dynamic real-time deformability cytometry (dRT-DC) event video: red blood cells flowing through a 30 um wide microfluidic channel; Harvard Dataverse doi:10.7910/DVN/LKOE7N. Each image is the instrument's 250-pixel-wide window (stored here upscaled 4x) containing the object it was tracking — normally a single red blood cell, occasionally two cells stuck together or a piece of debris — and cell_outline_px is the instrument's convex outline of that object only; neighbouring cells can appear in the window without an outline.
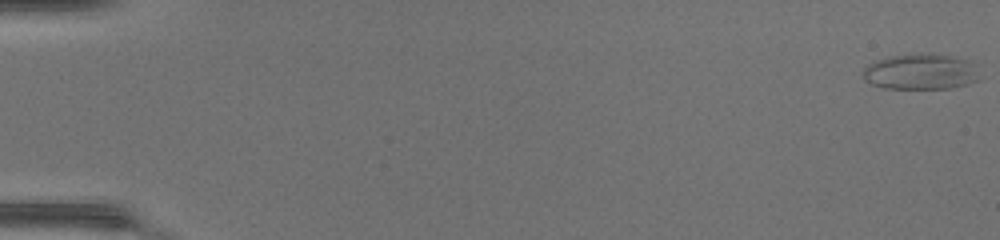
{"species": "common noctule bat (a hibernating species)", "species_latin": "Nyctalus noctula", "temperature_condition": "warm", "stored_images_in_passage": 49, "camera_frame_rate_fps": 3000, "um_per_image_px": 0.085, "animal": {"sex": "female", "body_mass_g": 17.0, "forearm_length_mm": 48.0}, "frame": {"image": 1, "passage_image": 1, "time_ms": 0.0, "image_size_px": [1000, 240], "cell_outline_px": [[980, 80], [948, 88], [884, 88], [872, 84], [864, 80], [864, 68], [868, 64], [876, 60], [892, 56], [920, 52], [948, 56], [968, 60], [972, 64]], "centroid_in_image_um": [78.21, 6.09], "position_along_channel_um": 6.8, "area_um2": 23.93}}
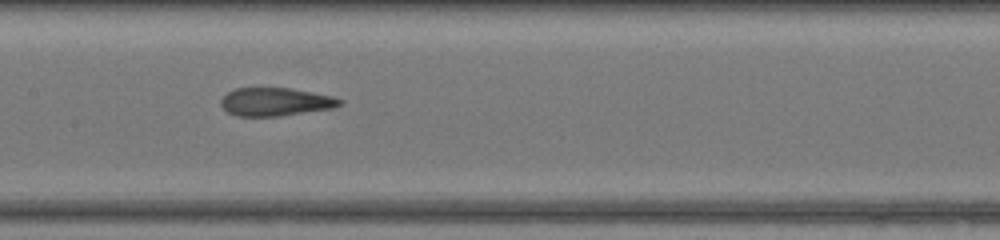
{"frame": {"image": 2, "passage_image": 26, "time_ms": 8.333, "image_size_px": [1000, 240], "cell_outline_px": [[344, 104], [336, 108], [280, 116], [236, 116], [228, 112], [220, 104], [220, 100], [228, 92], [236, 88], [288, 88], [312, 92], [332, 96], [344, 100]], "centroid_in_image_um": [23.46, 8.66], "position_along_channel_um": 183.9, "area_um2": 19.65}}
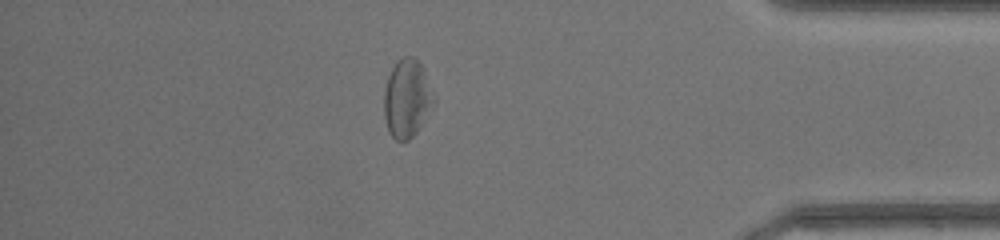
{"frame": {"image": 3, "passage_image": 43, "time_ms": 14.0, "image_size_px": [1000, 240], "cell_outline_px": [[436, 100], [416, 132], [408, 140], [396, 140], [388, 132], [384, 116], [384, 92], [388, 76], [396, 60], [404, 56], [412, 56], [420, 64], [424, 72]], "centroid_in_image_um": [34.57, 8.36], "position_along_channel_um": 400.6, "area_um2": 22.37}, "authors_computed_cell_mechanics": {"area_um2": 21.5016, "velocity_mm_per_s": 4.3781, "shape_relaxation_time_tau1_ms": null, "shape_relaxation_time_tau2_ms": 1.8778, "deformation_change_tau1": null, "deformation_change_tau2": 0.1027}}